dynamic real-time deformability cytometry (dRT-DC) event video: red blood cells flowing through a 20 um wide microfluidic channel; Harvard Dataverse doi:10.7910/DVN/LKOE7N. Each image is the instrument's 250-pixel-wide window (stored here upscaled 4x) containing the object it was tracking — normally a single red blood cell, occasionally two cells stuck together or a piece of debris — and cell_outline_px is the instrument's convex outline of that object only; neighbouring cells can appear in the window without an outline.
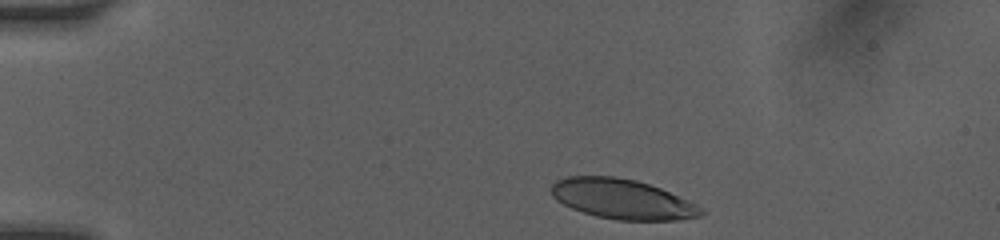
{"species": "human", "species_latin": "Homo sapiens", "temperature_condition": "room temperature", "stored_images_in_passage": 3, "camera_frame_rate_fps": 3000, "um_per_image_px": 0.085, "donor": {"sex": "female"}, "frame": {"image": 1, "passage_image": 1, "time_ms": 0.0, "image_size_px": [1000, 240], "cell_outline_px": [[704, 212], [700, 216], [680, 220], [616, 220], [596, 216], [572, 208], [556, 200], [552, 196], [552, 184], [556, 180], [568, 176], [616, 176], [636, 180], [660, 188], [688, 200], [704, 208]], "centroid_in_image_um": [52.9, 16.92], "position_along_channel_um": 32.1, "area_um2": 34.8}}